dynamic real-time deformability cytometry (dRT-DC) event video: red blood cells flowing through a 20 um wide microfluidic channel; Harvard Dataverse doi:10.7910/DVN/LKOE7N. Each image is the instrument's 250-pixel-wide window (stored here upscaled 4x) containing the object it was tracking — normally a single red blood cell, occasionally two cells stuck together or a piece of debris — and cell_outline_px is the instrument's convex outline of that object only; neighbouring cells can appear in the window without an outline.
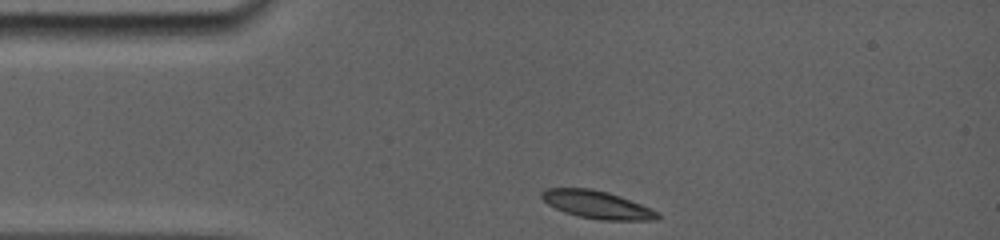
{"species": "common noctule bat (a hibernating species)", "species_latin": "Nyctalus noctula", "temperature_condition": "room temperature", "stored_images_in_passage": 47, "camera_frame_rate_fps": 5000, "um_per_image_px": 0.085, "animal": {"sex": "female", "body_mass_g": 19.0, "forearm_length_mm": 56.7}, "frame": {"image": 1, "passage_image": 1, "time_ms": 0.0, "image_size_px": [1000, 240], "cell_outline_px": [[660, 216], [656, 220], [600, 220], [580, 216], [564, 212], [548, 204], [540, 196], [540, 192], [544, 188], [592, 188], [608, 192], [620, 196], [652, 208], [660, 212]], "centroid_in_image_um": [50.76, 17.39], "position_along_channel_um": 34.2, "area_um2": 18.84}}
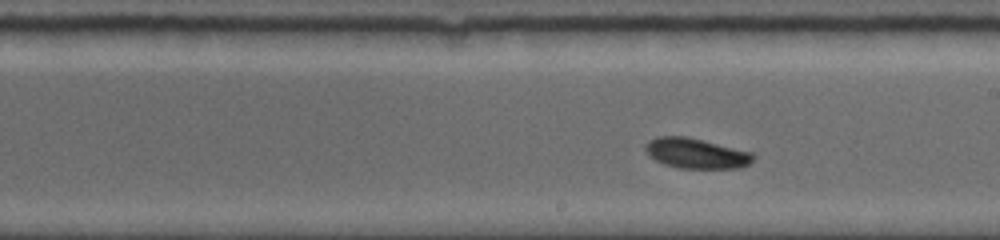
{"frame": {"image": 2, "passage_image": 19, "time_ms": 6.0, "image_size_px": [1000, 240], "cell_outline_px": [[756, 156], [748, 164], [740, 168], [676, 168], [664, 164], [648, 156], [644, 148], [656, 136], [684, 136], [752, 152]], "centroid_in_image_um": [59.17, 13.05], "position_along_channel_um": 229.8, "area_um2": 18.79}}
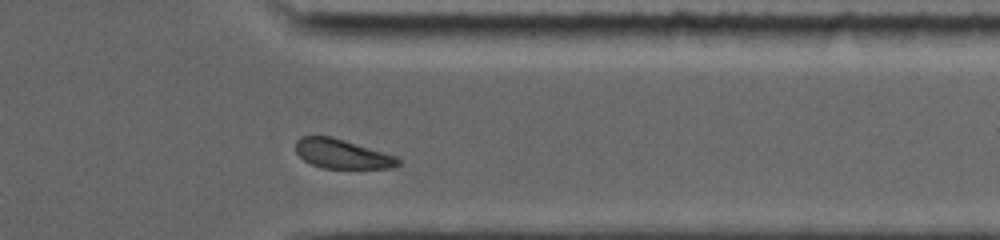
{"frame": {"image": 3, "passage_image": 41, "time_ms": 10.0, "image_size_px": [1000, 240], "cell_outline_px": [[400, 164], [392, 168], [324, 168], [312, 164], [304, 160], [296, 152], [296, 140], [300, 136], [332, 136], [396, 156], [400, 160]], "centroid_in_image_um": [29.07, 13.07], "position_along_channel_um": 382.3, "area_um2": 17.4}, "authors_computed_cell_mechanics": {"area_um2": 18.4382, "velocity_mm_per_s": 3.7851, "shape_relaxation_time_tau1_ms": 3.6476, "shape_relaxation_time_tau2_ms": null, "deformation_change_tau1": 0.0812, "deformation_change_tau2": null}}